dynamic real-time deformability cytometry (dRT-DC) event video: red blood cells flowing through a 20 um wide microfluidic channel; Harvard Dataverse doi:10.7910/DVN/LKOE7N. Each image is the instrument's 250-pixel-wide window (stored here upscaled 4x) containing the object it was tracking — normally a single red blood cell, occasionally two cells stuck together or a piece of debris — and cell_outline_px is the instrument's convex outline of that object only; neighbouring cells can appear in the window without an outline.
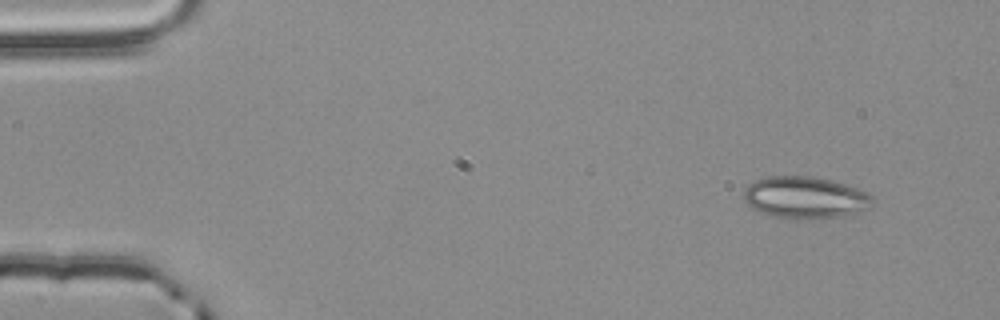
{"species": "common noctule bat (a hibernating species)", "species_latin": "Nyctalus noctula", "temperature_condition": "room temperature", "stored_images_in_passage": 3, "camera_frame_rate_fps": 3000, "um_per_image_px": 0.085, "animal": {"sex": "male", "body_mass_g": 20.4}, "frame": {"image": 1, "passage_image": 1, "time_ms": 0.0, "image_size_px": [1000, 320], "cell_outline_px": [[876, 200], [868, 208], [844, 216], [772, 216], [760, 212], [752, 208], [744, 200], [744, 188], [748, 184], [756, 180], [768, 176], [812, 176], [844, 184], [868, 192]], "centroid_in_image_um": [68.43, 16.74], "position_along_channel_um": 16.6, "area_um2": 30.58}}